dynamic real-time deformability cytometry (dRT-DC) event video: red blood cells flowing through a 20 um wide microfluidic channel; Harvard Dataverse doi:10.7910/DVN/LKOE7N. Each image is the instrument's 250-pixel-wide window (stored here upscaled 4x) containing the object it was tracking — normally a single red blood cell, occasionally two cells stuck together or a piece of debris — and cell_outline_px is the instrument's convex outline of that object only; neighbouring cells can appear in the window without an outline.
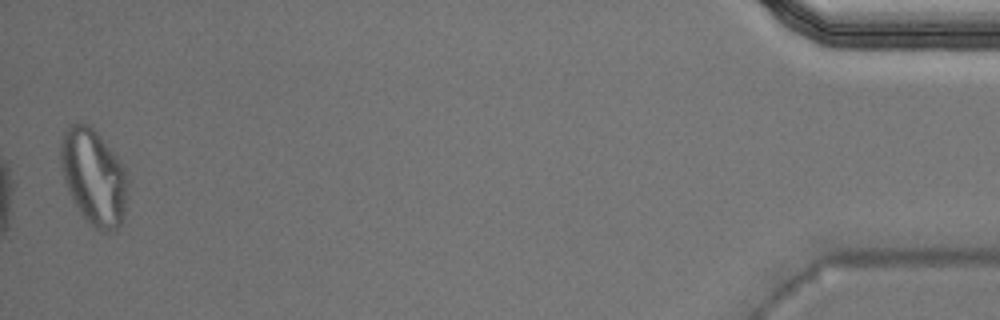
{"species": "Egyptian fruit bat (a non-hibernating species)", "species_latin": "Rousettus aegyptiacus", "temperature_condition": "warm", "stored_images_in_passage": 36, "segment_of_instrument_passage": [2, 2], "camera_frame_rate_fps": 3000, "um_per_image_px": 0.085, "animal": {"sex": "male"}, "frame": {"image": 1, "passage_image": 36, "time_ms": 11.667, "image_size_px": [1000, 320], "cell_outline_px": [[128, 188], [124, 216], [116, 232], [100, 232], [92, 228], [84, 220], [72, 200], [68, 192], [64, 180], [60, 164], [60, 144], [64, 132], [68, 124], [76, 120], [92, 124], [116, 156], [124, 168], [128, 180]], "centroid_in_image_um": [7.95, 15.04], "position_along_channel_um": 427.3, "area_um2": 38.55}}